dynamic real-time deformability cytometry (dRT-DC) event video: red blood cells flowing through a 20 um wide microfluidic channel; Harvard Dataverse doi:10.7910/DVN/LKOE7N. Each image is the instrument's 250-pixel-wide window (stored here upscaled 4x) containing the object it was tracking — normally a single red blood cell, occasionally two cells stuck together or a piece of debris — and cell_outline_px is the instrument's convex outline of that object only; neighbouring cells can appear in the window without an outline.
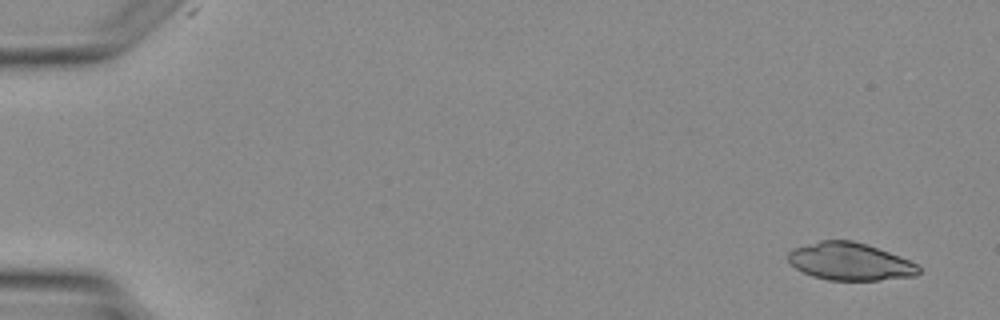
{"species": "Egyptian fruit bat (a non-hibernating species)", "species_latin": "Rousettus aegyptiacus", "temperature_condition": "warm", "stored_images_in_passage": 5, "segment_of_instrument_passage": [2, 2], "camera_frame_rate_fps": 3000, "um_per_image_px": 0.085, "animal": {"sex": "female"}, "frame": {"image": 1, "passage_image": 5, "time_ms": 5.0, "image_size_px": [1000, 320], "cell_outline_px": [[920, 272], [916, 276], [880, 280], [828, 280], [812, 276], [796, 268], [788, 260], [788, 252], [792, 248], [820, 240], [852, 240], [888, 252], [908, 260], [916, 264], [920, 268]], "centroid_in_image_um": [72.22, 22.23], "position_along_channel_um": 12.8, "area_um2": 28.38}}